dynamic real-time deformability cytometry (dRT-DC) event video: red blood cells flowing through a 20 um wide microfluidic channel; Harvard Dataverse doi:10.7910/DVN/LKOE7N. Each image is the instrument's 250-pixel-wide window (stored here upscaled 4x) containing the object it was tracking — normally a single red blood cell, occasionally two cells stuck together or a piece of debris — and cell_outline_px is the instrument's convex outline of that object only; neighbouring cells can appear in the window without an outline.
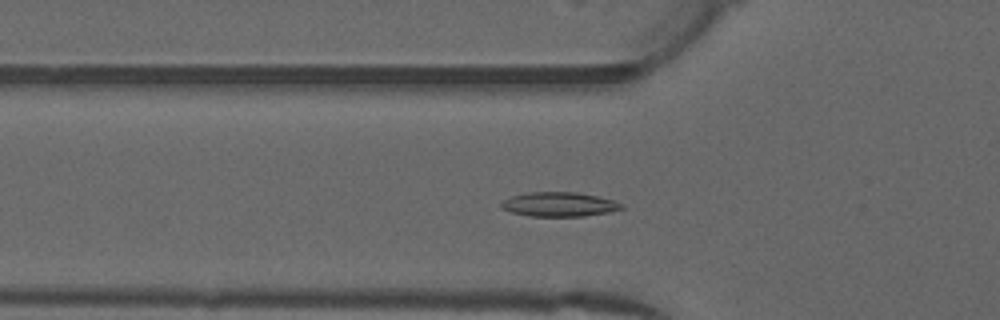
{"species": "common noctule bat (a hibernating species)", "species_latin": "Nyctalus noctula", "temperature_condition": "warm", "stored_images_in_passage": 51, "camera_frame_rate_fps": 3000, "um_per_image_px": 0.085, "animal": {"sex": "male", "forearm_length_mm": 52.5}, "frame": {"image": 1, "passage_image": 17, "time_ms": 5.333, "image_size_px": [1000, 320], "cell_outline_px": [[624, 208], [608, 212], [584, 216], [528, 216], [512, 212], [500, 208], [500, 204], [504, 200], [512, 196], [528, 192], [576, 192], [596, 196], [612, 200], [624, 204]], "centroid_in_image_um": [47.51, 17.37], "position_along_channel_um": 78.3, "area_um2": 16.99}}
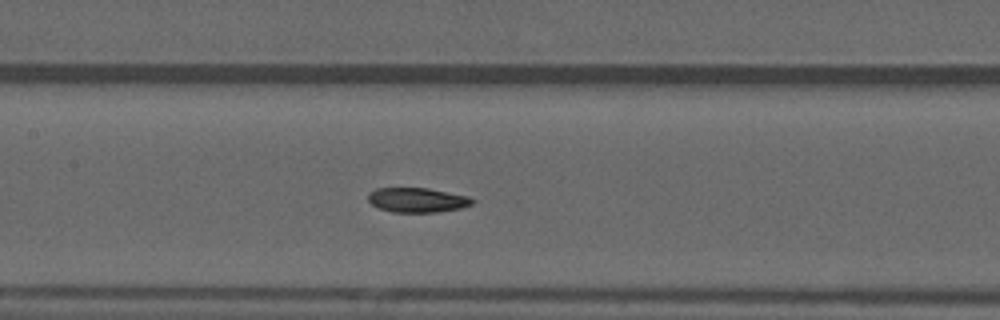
{"frame": {"image": 2, "passage_image": 24, "time_ms": 7.667, "image_size_px": [1000, 320], "cell_outline_px": [[476, 200], [472, 204], [460, 208], [440, 212], [392, 212], [380, 208], [372, 204], [368, 200], [368, 192], [376, 188], [428, 188], [468, 196]], "centroid_in_image_um": [35.47, 17.0], "position_along_channel_um": 171.9, "area_um2": 14.97}}
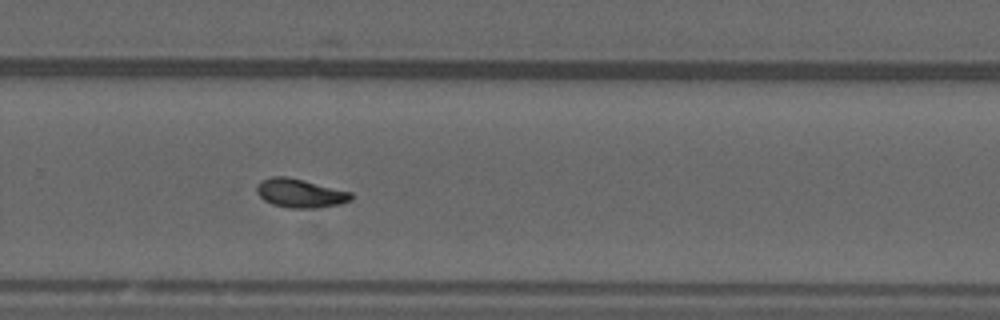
{"frame": {"image": 3, "passage_image": 34, "time_ms": 11.0, "image_size_px": [1000, 320], "cell_outline_px": [[352, 200], [340, 204], [316, 208], [288, 208], [272, 204], [264, 200], [256, 192], [256, 184], [260, 180], [272, 176], [288, 176], [352, 192]], "centroid_in_image_um": [25.49, 16.41], "position_along_channel_um": 304.3, "area_um2": 16.01}, "authors_computed_cell_mechanics": {"area_um2": 15.5482, "velocity_mm_per_s": 3.9871, "shape_relaxation_time_tau1_ms": 4.5105, "shape_relaxation_time_tau2_ms": 6.1723, "deformation_change_tau1": 0.1242, "deformation_change_tau2": 0.0862}}